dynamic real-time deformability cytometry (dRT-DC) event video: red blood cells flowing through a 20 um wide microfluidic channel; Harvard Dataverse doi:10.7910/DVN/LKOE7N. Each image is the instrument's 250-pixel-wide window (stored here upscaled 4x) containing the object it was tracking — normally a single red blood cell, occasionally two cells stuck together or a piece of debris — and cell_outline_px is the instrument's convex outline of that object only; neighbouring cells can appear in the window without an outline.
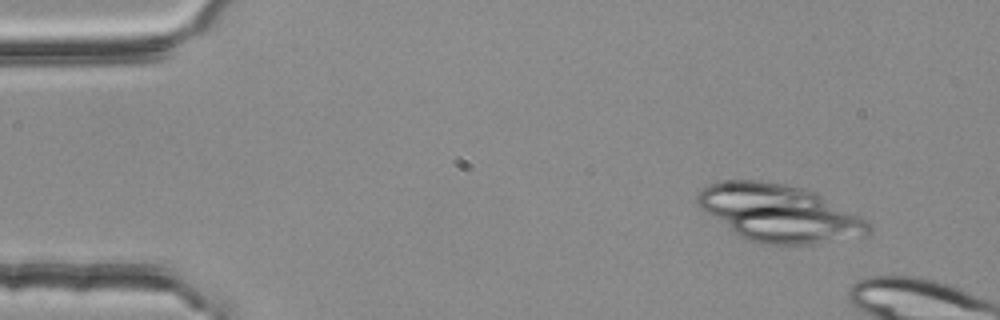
{"species": "common noctule bat (a hibernating species)", "species_latin": "Nyctalus noctula", "temperature_condition": "room temperature", "stored_images_in_passage": 11, "camera_frame_rate_fps": 3000, "um_per_image_px": 0.085, "animal": {"sex": "female", "body_mass_g": 25.1}, "frame": {"image": 1, "passage_image": 5, "time_ms": 1.333, "image_size_px": [1000, 320], "cell_outline_px": [[872, 228], [868, 236], [808, 244], [764, 244], [740, 236], [732, 232], [704, 212], [696, 204], [696, 196], [708, 184], [728, 180], [760, 180], [784, 184], [804, 188], [868, 220], [872, 224]], "centroid_in_image_um": [66.21, 18.12], "position_along_channel_um": 18.8, "area_um2": 56.82}}